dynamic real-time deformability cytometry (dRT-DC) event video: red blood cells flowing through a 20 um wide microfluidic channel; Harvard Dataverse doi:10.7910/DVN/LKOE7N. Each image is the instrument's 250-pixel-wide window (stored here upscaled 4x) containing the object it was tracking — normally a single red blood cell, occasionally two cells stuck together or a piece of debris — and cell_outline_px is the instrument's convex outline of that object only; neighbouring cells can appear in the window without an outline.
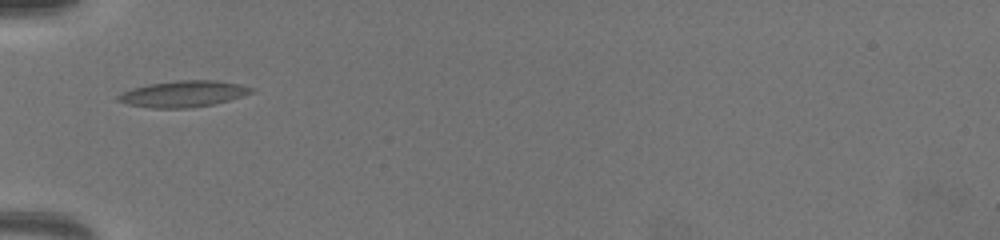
{"species": "common noctule bat (a hibernating species)", "species_latin": "Nyctalus noctula", "temperature_condition": "warm", "stored_images_in_passage": 36, "camera_frame_rate_fps": 3000, "um_per_image_px": 0.085, "animal": {"sex": "female", "body_mass_g": 19.5, "forearm_length_mm": 54.1}, "frame": {"image": 1, "passage_image": 1, "time_ms": 0.0, "image_size_px": [1000, 240], "cell_outline_px": [[256, 88], [252, 92], [228, 100], [212, 104], [184, 108], [156, 108], [128, 104], [116, 100], [116, 96], [132, 88], [148, 84], [176, 80], [216, 80], [240, 84]], "centroid_in_image_um": [15.57, 7.96], "position_along_channel_um": 69.4, "area_um2": 20.17}}
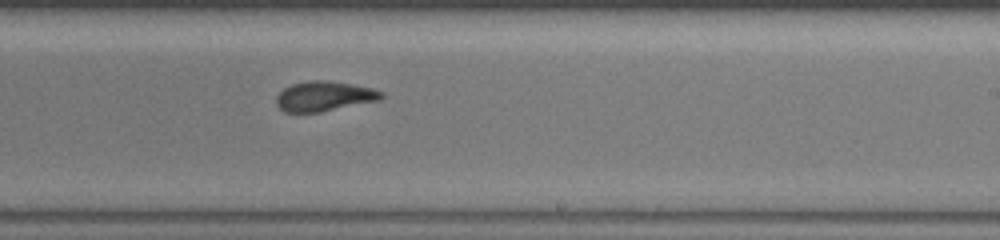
{"frame": {"image": 2, "passage_image": 19, "time_ms": 6.0, "image_size_px": [1000, 240], "cell_outline_px": [[384, 96], [380, 100], [320, 112], [284, 112], [276, 104], [276, 96], [284, 88], [292, 84], [308, 80], [328, 80], [352, 84], [372, 88], [384, 92]], "centroid_in_image_um": [27.56, 8.17], "position_along_channel_um": 261.4, "area_um2": 18.38}}
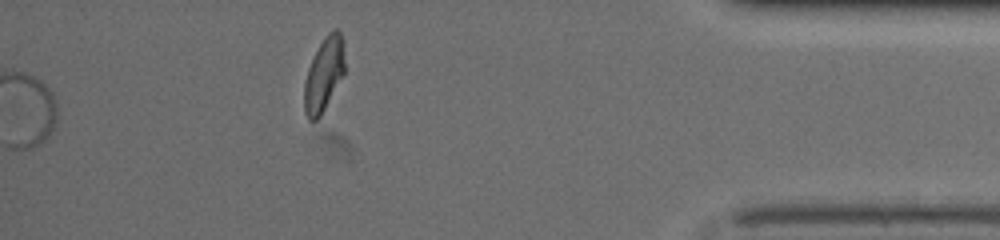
{"frame": {"image": 3, "passage_image": 36, "time_ms": 11.667, "image_size_px": [1000, 240], "cell_outline_px": [[344, 72], [320, 116], [316, 120], [308, 120], [304, 112], [304, 84], [308, 68], [324, 36], [332, 28], [336, 28], [340, 32], [344, 60]], "centroid_in_image_um": [27.5, 6.33], "position_along_channel_um": 407.7, "area_um2": 16.94}}